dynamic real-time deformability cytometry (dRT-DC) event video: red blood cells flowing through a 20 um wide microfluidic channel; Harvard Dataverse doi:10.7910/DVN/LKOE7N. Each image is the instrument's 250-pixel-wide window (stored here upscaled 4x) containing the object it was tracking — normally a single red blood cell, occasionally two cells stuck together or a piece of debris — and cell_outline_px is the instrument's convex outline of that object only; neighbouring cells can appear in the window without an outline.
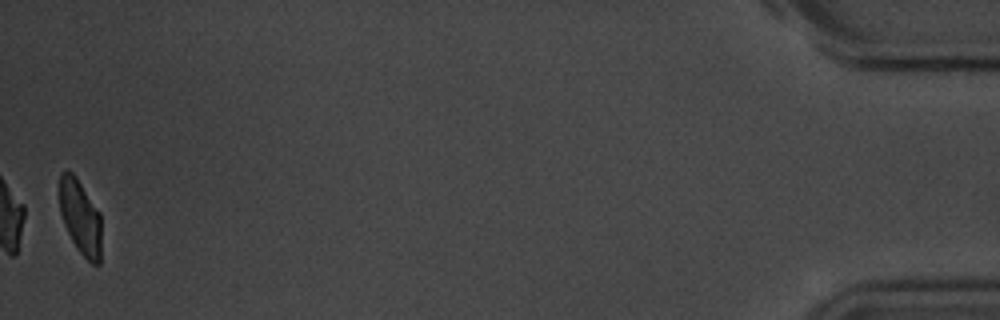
{"species": "common noctule bat (a hibernating species)", "species_latin": "Nyctalus noctula", "temperature_condition": "room temperature", "stored_images_in_passage": 54, "camera_frame_rate_fps": 3000, "um_per_image_px": 0.085, "animal": {"sex": "male", "body_mass_g": 20.1, "forearm_length_mm": 53.5}, "frame": {"image": 1, "passage_image": 54, "time_ms": 17.667, "image_size_px": [1000, 320], "cell_outline_px": [[100, 264], [92, 264], [76, 248], [64, 224], [60, 212], [60, 172], [68, 168], [76, 176], [100, 212]], "centroid_in_image_um": [6.82, 18.41], "position_along_channel_um": 428.4, "area_um2": 18.21}, "authors_computed_cell_mechanics": {"area_um2": 20.1722, "velocity_mm_per_s": 3.6532, "shape_relaxation_time_tau1_ms": 2.3996, "shape_relaxation_time_tau2_ms": 1.4646, "deformation_change_tau1": 0.1247, "deformation_change_tau2": 0.0747}}